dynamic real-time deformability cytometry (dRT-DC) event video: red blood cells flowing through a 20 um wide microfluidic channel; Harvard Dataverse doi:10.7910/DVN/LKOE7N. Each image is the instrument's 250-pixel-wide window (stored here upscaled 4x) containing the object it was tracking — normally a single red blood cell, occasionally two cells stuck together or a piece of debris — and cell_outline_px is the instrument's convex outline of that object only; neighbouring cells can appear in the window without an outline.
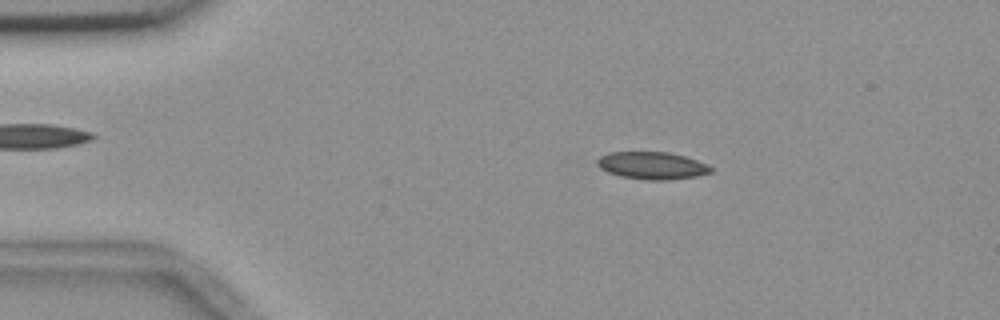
{"species": "common noctule bat (a hibernating species)", "species_latin": "Nyctalus noctula", "temperature_condition": "room temperature", "stored_images_in_passage": 52, "camera_frame_rate_fps": 3000, "um_per_image_px": 0.085, "animal": {"sex": "female", "body_mass_g": 18.4}, "frame": {"image": 1, "passage_image": 7, "time_ms": 2.0, "image_size_px": [1000, 320], "cell_outline_px": [[712, 172], [696, 176], [668, 180], [648, 180], [620, 176], [608, 172], [600, 168], [596, 164], [596, 160], [600, 156], [608, 152], [668, 152], [684, 156], [696, 160], [712, 168]], "centroid_in_image_um": [55.38, 14.07], "position_along_channel_um": 29.6, "area_um2": 18.03}}
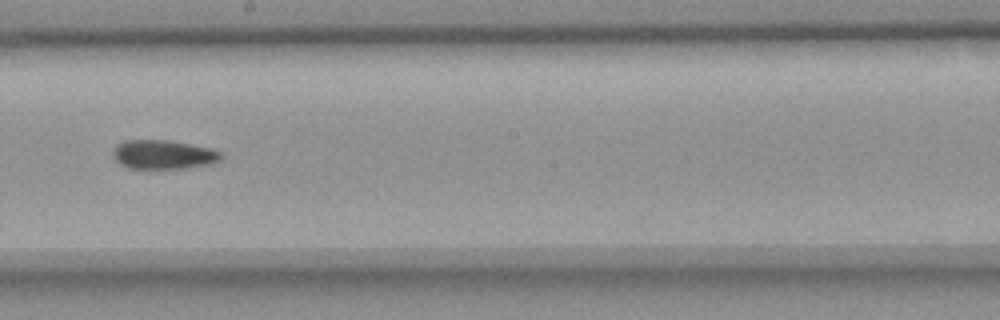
{"frame": {"image": 2, "passage_image": 28, "time_ms": 9.0, "image_size_px": [1000, 320], "cell_outline_px": [[220, 160], [212, 164], [184, 168], [128, 168], [120, 164], [112, 156], [112, 148], [116, 144], [124, 140], [168, 140], [208, 148], [220, 152]], "centroid_in_image_um": [13.81, 13.13], "position_along_channel_um": 234.4, "area_um2": 18.21}}
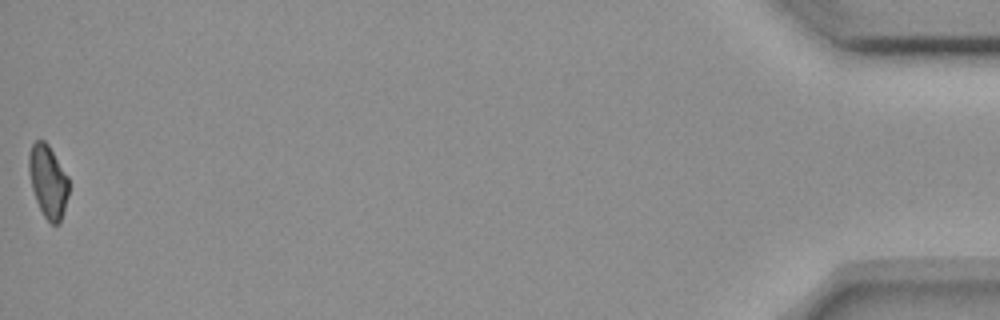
{"frame": {"image": 3, "passage_image": 52, "time_ms": 17.0, "image_size_px": [1000, 320], "cell_outline_px": [[68, 196], [60, 224], [52, 224], [44, 216], [36, 200], [32, 188], [28, 168], [28, 156], [32, 144], [36, 140], [44, 140], [48, 144], [68, 176]], "centroid_in_image_um": [4.08, 15.41], "position_along_channel_um": 431.1, "area_um2": 16.82}, "authors_computed_cell_mechanics": {"area_um2": 18.2648, "velocity_mm_per_s": 3.6837, "shape_relaxation_time_tau1_ms": 11.0215, "shape_relaxation_time_tau2_ms": null, "deformation_change_tau1": 0.1736, "deformation_change_tau2": null}}